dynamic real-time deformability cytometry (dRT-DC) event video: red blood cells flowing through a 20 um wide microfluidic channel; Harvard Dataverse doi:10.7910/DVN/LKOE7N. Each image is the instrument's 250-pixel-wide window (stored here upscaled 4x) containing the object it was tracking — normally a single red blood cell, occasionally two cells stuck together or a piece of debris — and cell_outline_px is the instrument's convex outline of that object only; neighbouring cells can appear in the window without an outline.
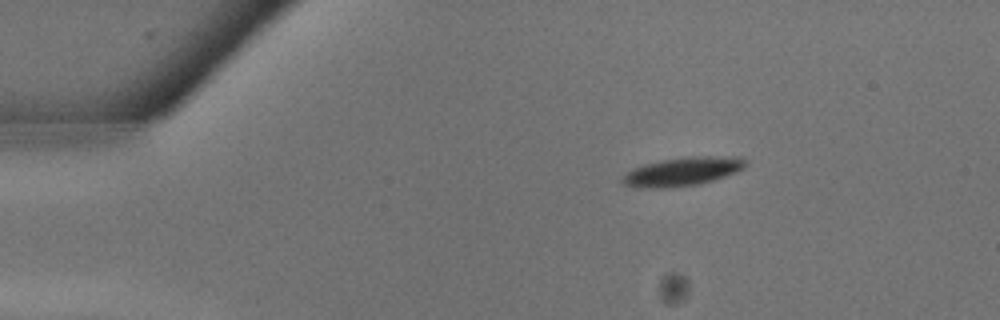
{"species": "common noctule bat (a hibernating species)", "species_latin": "Nyctalus noctula", "temperature_condition": "warm", "stored_images_in_passage": 10, "camera_frame_rate_fps": 3000, "um_per_image_px": 0.085, "animal": {"sex": "male", "body_mass_g": 13.3}, "frame": {"image": 1, "passage_image": 1, "time_ms": 0.0, "image_size_px": [1000, 320], "cell_outline_px": [[748, 164], [744, 168], [736, 172], [700, 184], [668, 188], [636, 188], [624, 184], [620, 180], [620, 176], [632, 168], [644, 164], [664, 160], [688, 156], [740, 156]], "centroid_in_image_um": [57.98, 14.58], "position_along_channel_um": 27.0, "area_um2": 20.81}}
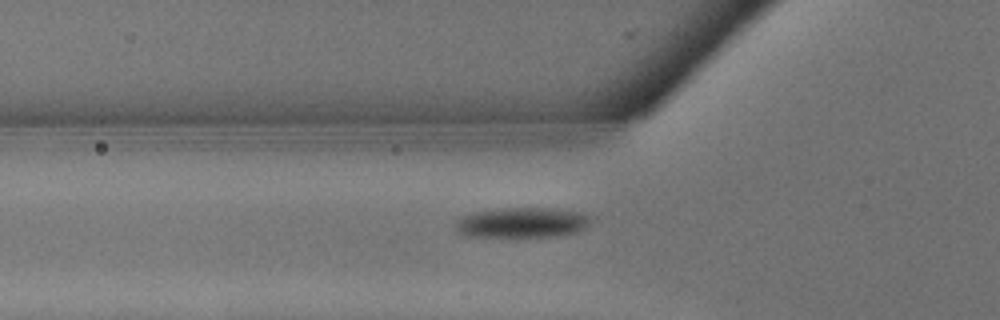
{"frame": {"image": 2, "passage_image": 6, "time_ms": 1.667, "image_size_px": [1000, 320], "cell_outline_px": [[592, 220], [584, 228], [576, 232], [556, 236], [464, 236], [456, 232], [456, 220], [472, 212], [508, 208], [544, 208], [584, 212]], "centroid_in_image_um": [44.36, 18.92], "position_along_channel_um": 81.4, "area_um2": 23.58}}
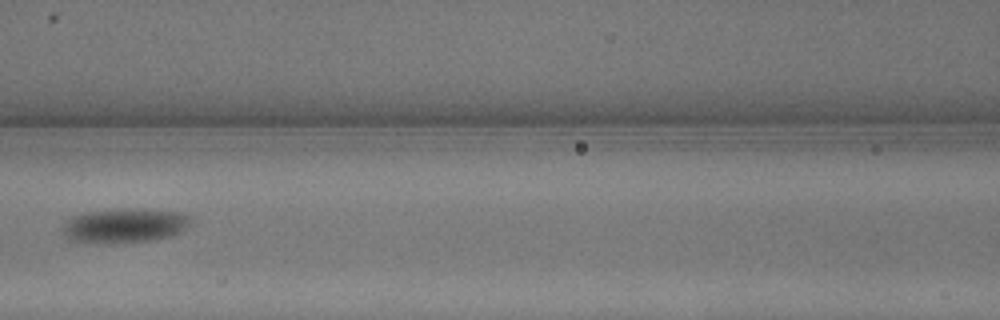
{"frame": {"image": 3, "passage_image": 9, "time_ms": 2.667, "image_size_px": [1000, 320], "cell_outline_px": [[192, 220], [180, 232], [172, 236], [156, 240], [68, 240], [64, 232], [64, 228], [68, 220], [72, 216], [84, 212], [120, 208], [144, 208], [180, 212], [188, 216]], "centroid_in_image_um": [10.67, 19.1], "position_along_channel_um": 155.9, "area_um2": 24.74}}